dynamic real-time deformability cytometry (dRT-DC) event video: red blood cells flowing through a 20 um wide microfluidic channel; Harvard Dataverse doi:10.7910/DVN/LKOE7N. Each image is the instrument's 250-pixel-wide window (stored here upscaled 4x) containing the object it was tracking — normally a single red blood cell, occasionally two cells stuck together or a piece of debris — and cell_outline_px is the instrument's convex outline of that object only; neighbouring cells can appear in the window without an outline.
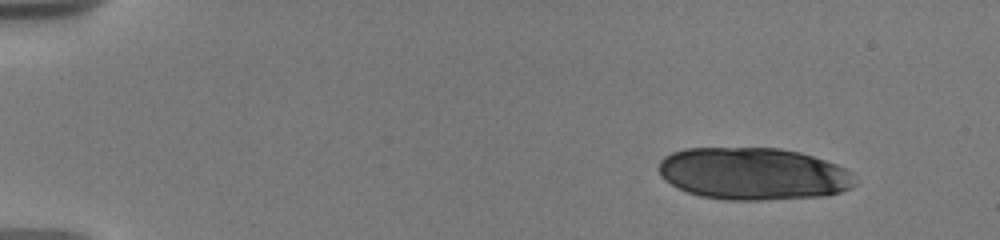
{"species": "human", "species_latin": "Homo sapiens", "temperature_condition": "warm", "stored_images_in_passage": 14, "camera_frame_rate_fps": 3000, "um_per_image_px": 0.085, "donor": {"sex": "male"}, "frame": {"image": 1, "passage_image": 1, "time_ms": 0.0, "image_size_px": [1000, 240], "cell_outline_px": [[856, 184], [840, 192], [824, 196], [760, 200], [724, 200], [700, 196], [688, 192], [664, 180], [660, 176], [656, 168], [660, 160], [664, 156], [672, 152], [684, 148], [780, 148], [800, 152], [836, 164], [844, 168], [848, 172]], "centroid_in_image_um": [63.96, 14.76], "position_along_channel_um": 21.0, "area_um2": 59.82}}